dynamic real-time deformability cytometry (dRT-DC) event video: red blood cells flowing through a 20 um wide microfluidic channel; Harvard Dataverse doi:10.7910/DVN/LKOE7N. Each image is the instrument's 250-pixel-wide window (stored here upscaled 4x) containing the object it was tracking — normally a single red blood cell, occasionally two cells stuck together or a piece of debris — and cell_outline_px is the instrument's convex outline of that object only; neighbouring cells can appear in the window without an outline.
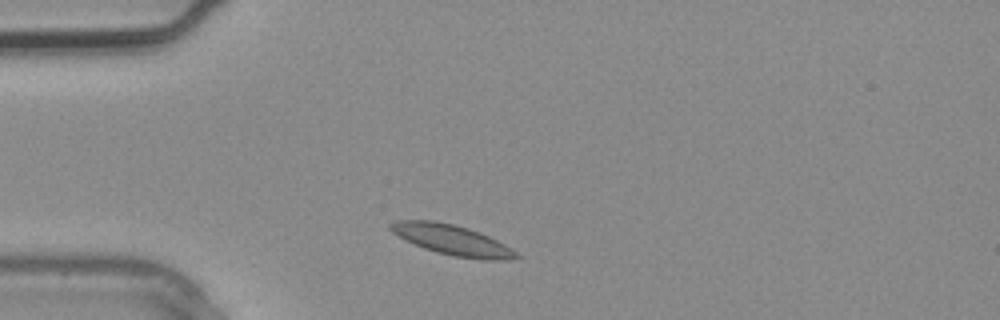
{"species": "common noctule bat (a hibernating species)", "species_latin": "Nyctalus noctula", "temperature_condition": "warm", "stored_images_in_passage": 1, "camera_frame_rate_fps": 3000, "um_per_image_px": 0.085, "animal": {"sex": "male", "body_mass_g": 20.4}, "frame": {"image": 1, "passage_image": 1, "time_ms": 0.0, "image_size_px": [1000, 320], "cell_outline_px": [[520, 256], [508, 260], [484, 260], [452, 256], [436, 252], [424, 248], [392, 232], [388, 228], [388, 224], [400, 220], [432, 220], [452, 224], [468, 228], [488, 236], [512, 248]], "centroid_in_image_um": [38.44, 20.4], "position_along_channel_um": 46.6, "area_um2": 21.91}}